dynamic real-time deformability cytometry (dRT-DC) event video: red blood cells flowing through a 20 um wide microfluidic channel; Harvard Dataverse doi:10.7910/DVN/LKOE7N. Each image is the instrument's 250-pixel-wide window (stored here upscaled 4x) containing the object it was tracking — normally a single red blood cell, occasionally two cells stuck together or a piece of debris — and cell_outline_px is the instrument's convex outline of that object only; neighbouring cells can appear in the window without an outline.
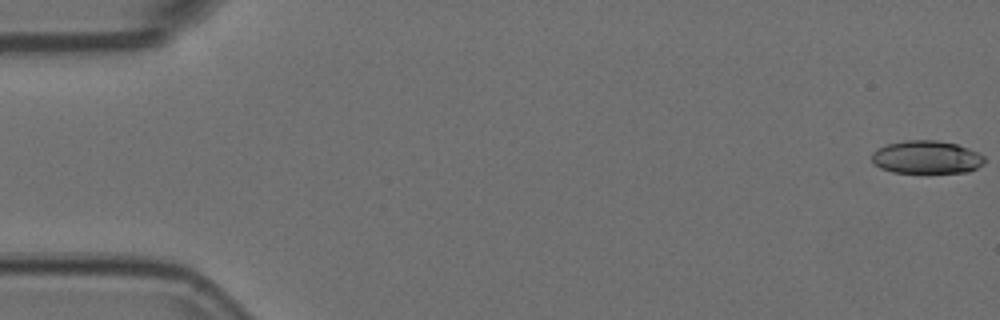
{"species": "Egyptian fruit bat (a non-hibernating species)", "species_latin": "Rousettus aegyptiacus", "temperature_condition": "room temperature", "stored_images_in_passage": 8, "camera_frame_rate_fps": 3000, "um_per_image_px": 0.085, "animal": {"sex": "female"}, "frame": {"image": 1, "passage_image": 1, "time_ms": 0.0, "image_size_px": [1000, 320], "cell_outline_px": [[984, 164], [968, 172], [892, 172], [880, 168], [872, 164], [872, 152], [876, 148], [884, 144], [904, 140], [936, 140], [956, 144], [968, 148], [984, 156]], "centroid_in_image_um": [78.7, 13.35], "position_along_channel_um": 6.3, "area_um2": 21.79}}
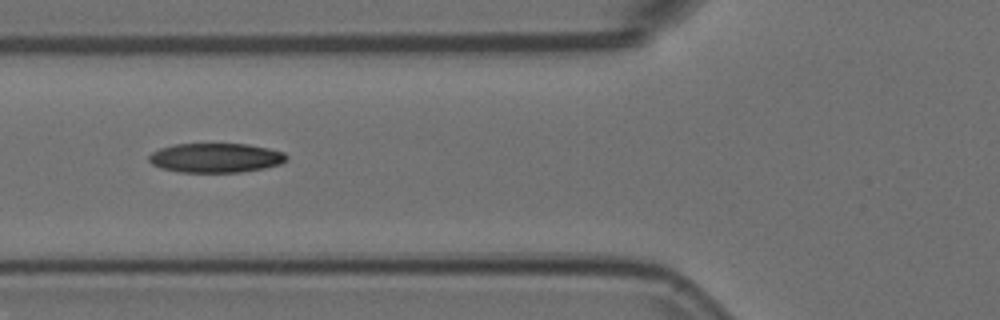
{"frame": {"image": 2, "passage_image": 6, "time_ms": 1.667, "image_size_px": [1000, 320], "cell_outline_px": [[288, 160], [280, 164], [264, 168], [240, 172], [180, 172], [160, 168], [152, 164], [148, 160], [148, 156], [152, 152], [160, 148], [176, 144], [248, 144], [268, 148], [284, 152], [288, 156]], "centroid_in_image_um": [18.34, 13.42], "position_along_channel_um": 107.5, "area_um2": 23.64}}
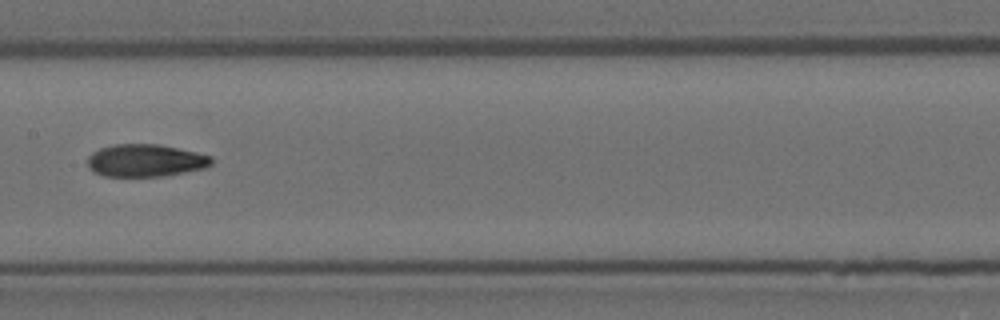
{"frame": {"image": 3, "passage_image": 8, "time_ms": 2.333, "image_size_px": [1000, 320], "cell_outline_px": [[212, 164], [208, 168], [164, 176], [104, 176], [88, 168], [88, 156], [92, 152], [100, 148], [112, 144], [160, 144], [196, 152], [212, 156]], "centroid_in_image_um": [12.39, 13.64], "position_along_channel_um": 195.0, "area_um2": 23.64}}